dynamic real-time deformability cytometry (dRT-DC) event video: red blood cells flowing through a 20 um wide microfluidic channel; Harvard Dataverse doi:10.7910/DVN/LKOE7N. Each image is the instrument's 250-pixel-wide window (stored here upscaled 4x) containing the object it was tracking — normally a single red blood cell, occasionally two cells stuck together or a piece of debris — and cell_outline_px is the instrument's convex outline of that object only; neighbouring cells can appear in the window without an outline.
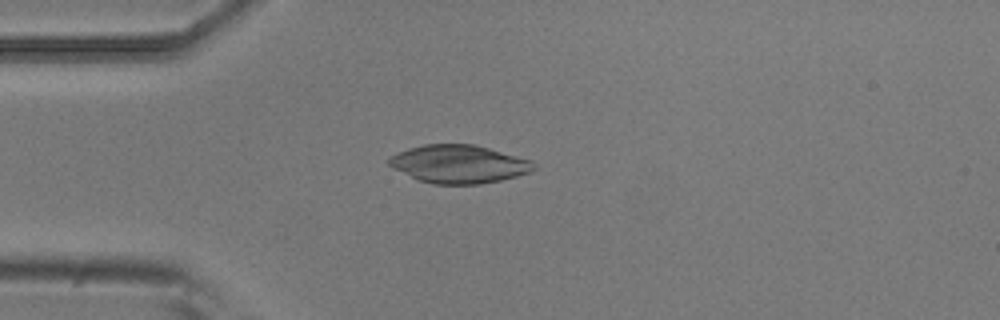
{"species": "common noctule bat (a hibernating species)", "species_latin": "Nyctalus noctula", "temperature_condition": "room temperature", "stored_images_in_passage": 5, "camera_frame_rate_fps": 3000, "um_per_image_px": 0.085, "animal": {"sex": "male", "body_mass_g": 20.5, "forearm_length_mm": 52.5}, "frame": {"image": 1, "passage_image": 4, "time_ms": 1.0, "image_size_px": [1000, 320], "cell_outline_px": [[536, 168], [532, 172], [500, 180], [480, 184], [432, 184], [420, 180], [388, 164], [388, 156], [408, 148], [424, 144], [476, 144], [532, 160], [536, 164]], "centroid_in_image_um": [39.05, 13.93], "position_along_channel_um": 45.9, "area_um2": 32.14}}